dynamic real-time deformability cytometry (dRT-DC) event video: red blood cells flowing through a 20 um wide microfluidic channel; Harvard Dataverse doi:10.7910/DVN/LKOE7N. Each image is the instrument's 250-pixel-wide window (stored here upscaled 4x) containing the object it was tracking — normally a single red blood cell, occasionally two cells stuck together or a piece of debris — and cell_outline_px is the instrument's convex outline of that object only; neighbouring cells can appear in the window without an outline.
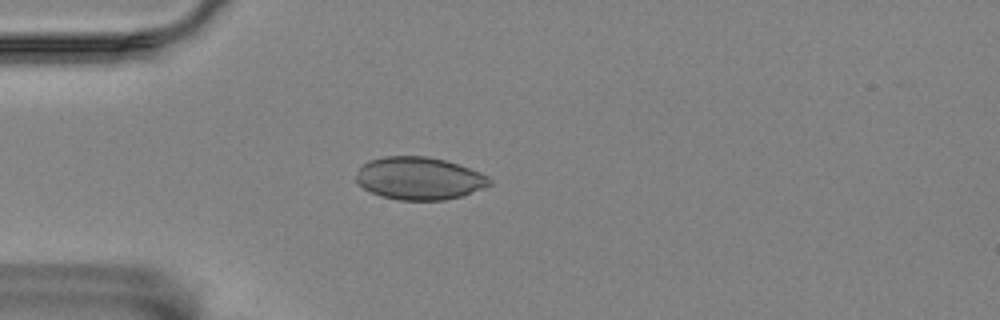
{"species": "Egyptian fruit bat (a non-hibernating species)", "species_latin": "Rousettus aegyptiacus", "temperature_condition": "room temperature", "stored_images_in_passage": 4, "camera_frame_rate_fps": 3000, "um_per_image_px": 0.085, "animal": {"sex": "female"}, "frame": {"image": 1, "passage_image": 4, "time_ms": 3.333, "image_size_px": [1000, 320], "cell_outline_px": [[492, 184], [460, 196], [444, 200], [400, 200], [380, 196], [364, 188], [356, 180], [356, 176], [360, 168], [368, 160], [384, 156], [424, 156], [444, 160], [480, 172], [488, 176], [492, 180]], "centroid_in_image_um": [35.62, 15.16], "position_along_channel_um": 49.4, "area_um2": 32.83}}